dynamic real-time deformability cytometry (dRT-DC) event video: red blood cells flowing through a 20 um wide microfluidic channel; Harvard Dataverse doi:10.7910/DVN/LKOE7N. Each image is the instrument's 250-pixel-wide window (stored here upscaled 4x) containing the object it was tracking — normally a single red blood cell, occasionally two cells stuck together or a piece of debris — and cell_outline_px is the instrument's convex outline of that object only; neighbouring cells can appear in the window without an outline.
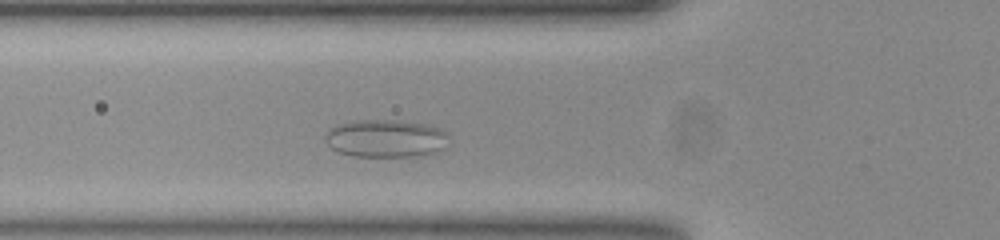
{"species": "common noctule bat (a hibernating species)", "species_latin": "Nyctalus noctula", "temperature_condition": "room temperature", "stored_images_in_passage": 46, "camera_frame_rate_fps": 3000, "um_per_image_px": 0.085, "animal": {"sex": "female", "body_mass_g": 23.0, "forearm_length_mm": 53.4}, "frame": {"image": 1, "passage_image": 9, "time_ms": 2.667, "image_size_px": [1000, 240], "cell_outline_px": [[448, 136], [444, 148], [440, 152], [420, 156], [352, 156], [340, 152], [332, 148], [328, 144], [328, 132], [332, 128], [340, 124], [356, 120], [392, 120], [428, 124], [440, 128]], "centroid_in_image_um": [32.86, 11.77], "position_along_channel_um": 92.9, "area_um2": 26.93}}
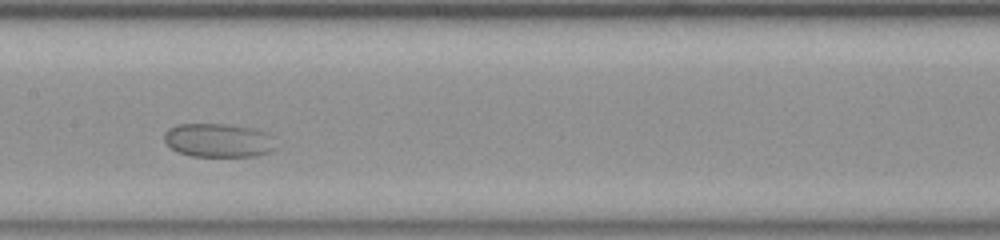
{"frame": {"image": 2, "passage_image": 17, "time_ms": 5.333, "image_size_px": [1000, 240], "cell_outline_px": [[276, 148], [268, 152], [256, 156], [192, 156], [180, 152], [172, 148], [164, 140], [164, 132], [168, 128], [176, 124], [224, 124], [256, 128], [268, 132]], "centroid_in_image_um": [18.56, 11.91], "position_along_channel_um": 188.8, "area_um2": 21.96}}
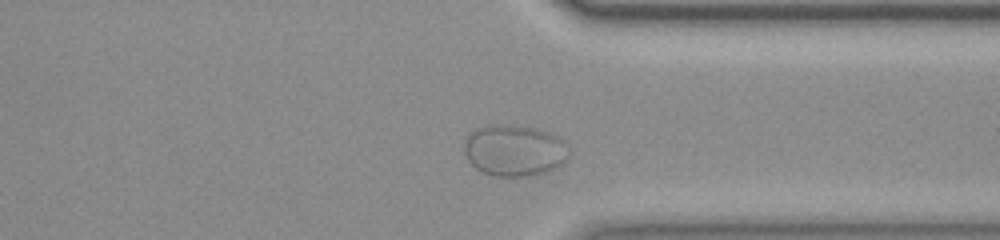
{"frame": {"image": 3, "passage_image": 32, "time_ms": 10.333, "image_size_px": [1000, 240], "cell_outline_px": [[568, 156], [560, 164], [548, 172], [532, 176], [496, 176], [484, 172], [476, 168], [468, 160], [464, 152], [464, 144], [468, 136], [476, 128], [488, 124], [508, 124], [536, 128], [548, 132], [564, 140], [568, 144]], "centroid_in_image_um": [43.72, 12.77], "position_along_channel_um": 367.7, "area_um2": 31.5}}